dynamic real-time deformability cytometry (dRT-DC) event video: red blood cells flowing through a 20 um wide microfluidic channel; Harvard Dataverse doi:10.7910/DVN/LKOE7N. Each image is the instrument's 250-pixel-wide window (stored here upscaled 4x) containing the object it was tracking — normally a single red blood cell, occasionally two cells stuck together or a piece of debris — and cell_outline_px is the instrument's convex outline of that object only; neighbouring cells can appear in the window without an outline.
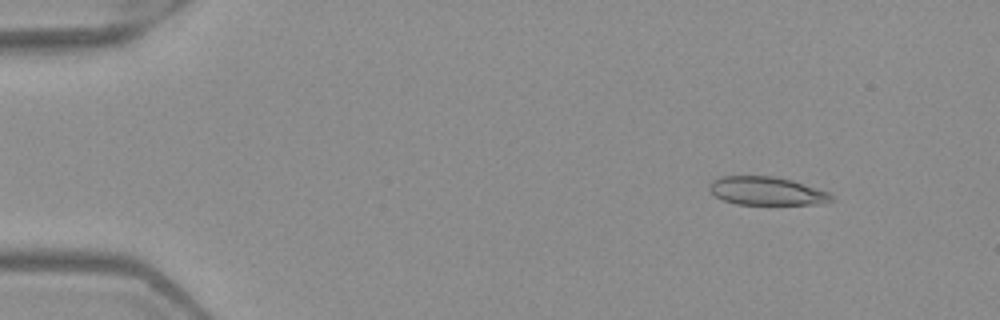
{"species": "Egyptian fruit bat (a non-hibernating species)", "species_latin": "Rousettus aegyptiacus", "temperature_condition": "warm", "stored_images_in_passage": 5, "camera_frame_rate_fps": 3000, "um_per_image_px": 0.085, "frame": {"image": 1, "passage_image": 2, "time_ms": 0.333, "image_size_px": [1000, 320], "cell_outline_px": [[836, 200], [816, 204], [736, 204], [724, 200], [716, 196], [708, 188], [708, 184], [712, 180], [720, 176], [776, 176], [792, 180], [828, 192]], "centroid_in_image_um": [65.14, 16.22], "position_along_channel_um": 19.9, "area_um2": 20.11}}